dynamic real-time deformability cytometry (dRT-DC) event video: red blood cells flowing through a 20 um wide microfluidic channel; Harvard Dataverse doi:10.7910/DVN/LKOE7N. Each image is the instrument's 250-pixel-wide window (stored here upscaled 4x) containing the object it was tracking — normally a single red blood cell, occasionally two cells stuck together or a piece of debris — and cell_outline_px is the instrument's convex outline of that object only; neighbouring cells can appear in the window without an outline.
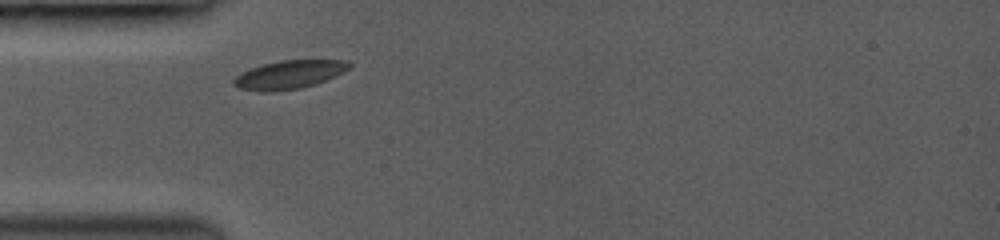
{"species": "common noctule bat (a hibernating species)", "species_latin": "Nyctalus noctula", "temperature_condition": "room temperature", "stored_images_in_passage": 2, "camera_frame_rate_fps": 3000, "um_per_image_px": 0.085, "animal": {"sex": "female", "body_mass_g": 19.0, "forearm_length_mm": 53.3}, "frame": {"image": 1, "passage_image": 1, "time_ms": 0.0, "image_size_px": [1000, 240], "cell_outline_px": [[352, 68], [336, 76], [316, 84], [300, 88], [272, 92], [260, 92], [240, 88], [232, 84], [232, 80], [240, 72], [264, 64], [280, 60], [348, 60], [352, 64]], "centroid_in_image_um": [24.61, 6.34], "position_along_channel_um": 60.4, "area_um2": 19.36}}